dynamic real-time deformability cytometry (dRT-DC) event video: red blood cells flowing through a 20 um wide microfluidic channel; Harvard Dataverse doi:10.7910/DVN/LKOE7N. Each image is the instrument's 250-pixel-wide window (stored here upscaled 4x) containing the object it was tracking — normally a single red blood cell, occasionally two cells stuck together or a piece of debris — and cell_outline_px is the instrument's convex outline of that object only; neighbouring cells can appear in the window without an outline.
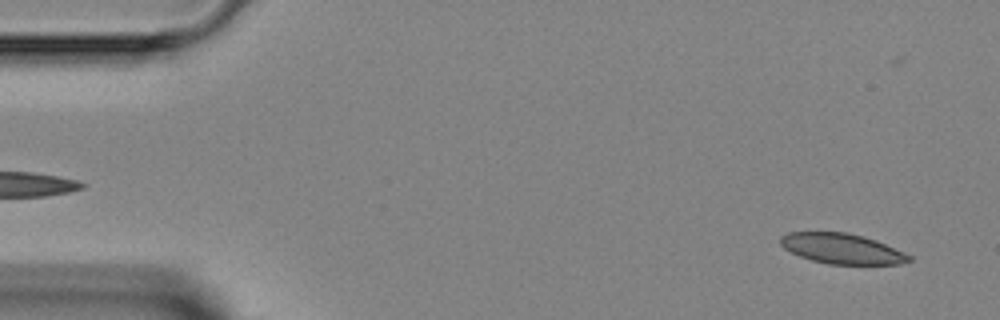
{"species": "Egyptian fruit bat (a non-hibernating species)", "species_latin": "Rousettus aegyptiacus", "temperature_condition": "room temperature", "stored_images_in_passage": 45, "camera_frame_rate_fps": 3000, "um_per_image_px": 0.085, "animal": {"sex": "female"}, "frame": {"image": 1, "passage_image": 2, "time_ms": 0.333, "image_size_px": [1000, 320], "cell_outline_px": [[912, 260], [900, 264], [828, 264], [812, 260], [800, 256], [784, 248], [780, 244], [780, 236], [788, 232], [844, 232], [864, 236], [876, 240], [904, 252], [912, 256]], "centroid_in_image_um": [71.57, 21.13], "position_along_channel_um": 13.4, "area_um2": 22.66}}
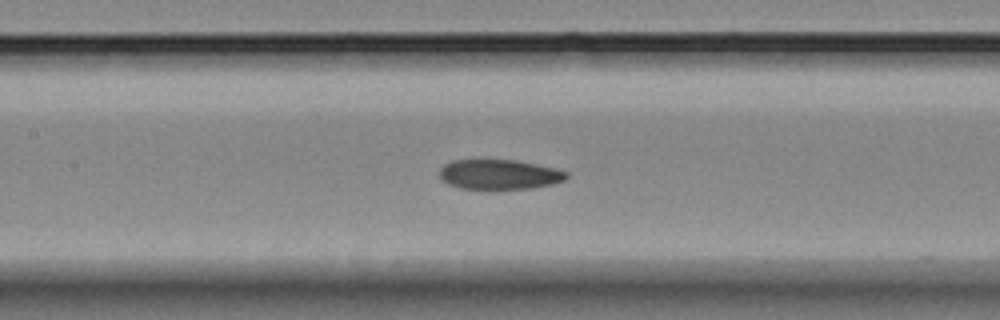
{"frame": {"image": 2, "passage_image": 20, "time_ms": 6.333, "image_size_px": [1000, 320], "cell_outline_px": [[568, 176], [564, 180], [552, 184], [532, 188], [460, 188], [448, 184], [440, 176], [440, 168], [444, 164], [452, 160], [516, 160], [556, 168], [568, 172]], "centroid_in_image_um": [42.45, 14.81], "position_along_channel_um": 164.9, "area_um2": 21.85}}
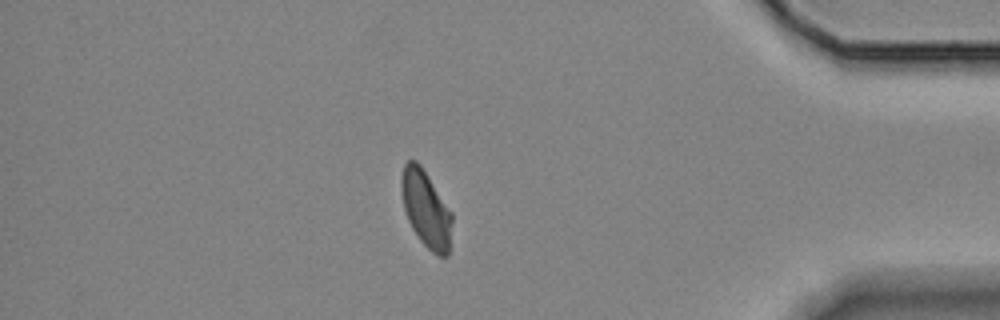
{"frame": {"image": 3, "passage_image": 39, "time_ms": 12.667, "image_size_px": [1000, 320], "cell_outline_px": [[452, 224], [448, 256], [440, 256], [432, 252], [420, 240], [412, 228], [408, 220], [404, 208], [400, 188], [400, 176], [404, 164], [408, 160], [416, 160], [420, 164], [452, 212]], "centroid_in_image_um": [36.19, 17.74], "position_along_channel_um": 399.0, "area_um2": 22.66}}